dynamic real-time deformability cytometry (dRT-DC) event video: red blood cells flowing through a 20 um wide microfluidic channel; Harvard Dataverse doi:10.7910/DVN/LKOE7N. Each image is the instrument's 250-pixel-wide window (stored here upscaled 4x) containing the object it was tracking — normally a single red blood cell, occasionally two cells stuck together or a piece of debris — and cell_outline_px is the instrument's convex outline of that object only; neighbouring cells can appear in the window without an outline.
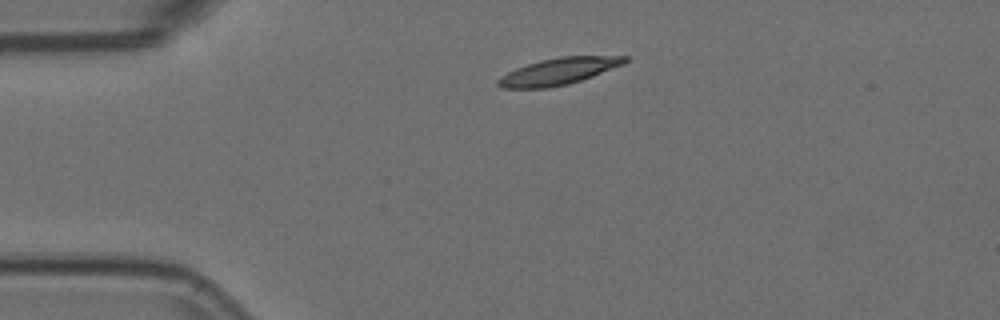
{"species": "Egyptian fruit bat (a non-hibernating species)", "species_latin": "Rousettus aegyptiacus", "temperature_condition": "room temperature", "stored_images_in_passage": 2, "camera_frame_rate_fps": 3000, "um_per_image_px": 0.085, "animal": {"sex": "female"}, "frame": {"image": 1, "passage_image": 1, "time_ms": 0.0, "image_size_px": [1000, 320], "cell_outline_px": [[632, 60], [624, 64], [592, 76], [568, 84], [548, 88], [500, 88], [496, 84], [496, 80], [500, 76], [516, 68], [540, 60], [560, 56], [628, 56]], "centroid_in_image_um": [47.48, 6.06], "position_along_channel_um": 37.5, "area_um2": 19.83}}